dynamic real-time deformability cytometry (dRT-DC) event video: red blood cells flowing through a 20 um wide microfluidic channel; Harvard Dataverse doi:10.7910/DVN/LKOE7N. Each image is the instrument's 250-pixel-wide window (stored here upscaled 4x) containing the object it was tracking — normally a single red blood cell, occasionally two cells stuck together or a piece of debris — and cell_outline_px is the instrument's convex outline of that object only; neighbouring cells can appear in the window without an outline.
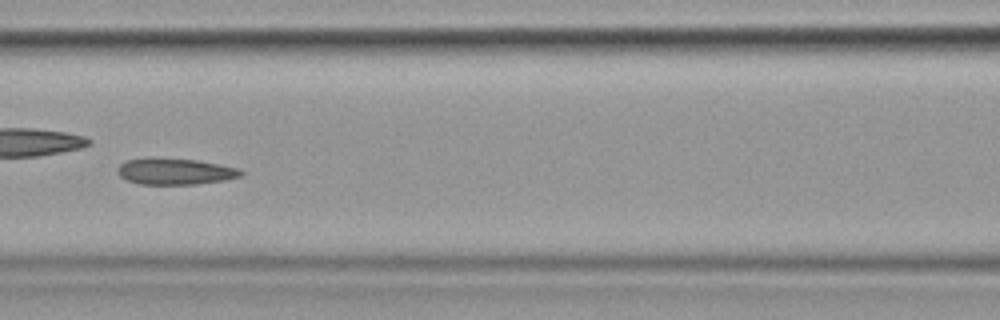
{"species": "common noctule bat (a hibernating species)", "species_latin": "Nyctalus noctula", "temperature_condition": "cold", "stored_images_in_passage": 56, "camera_frame_rate_fps": 3000, "um_per_image_px": 0.085, "animal": {"sex": "female", "body_mass_g": 19.9}, "frame": {"image": 1, "passage_image": 25, "time_ms": 8.0, "image_size_px": [1000, 320], "cell_outline_px": [[244, 172], [240, 176], [224, 180], [196, 184], [140, 184], [128, 180], [120, 176], [116, 172], [116, 168], [120, 164], [128, 160], [196, 160], [220, 164], [240, 168]], "centroid_in_image_um": [14.93, 14.6], "position_along_channel_um": 151.7, "area_um2": 18.21}}
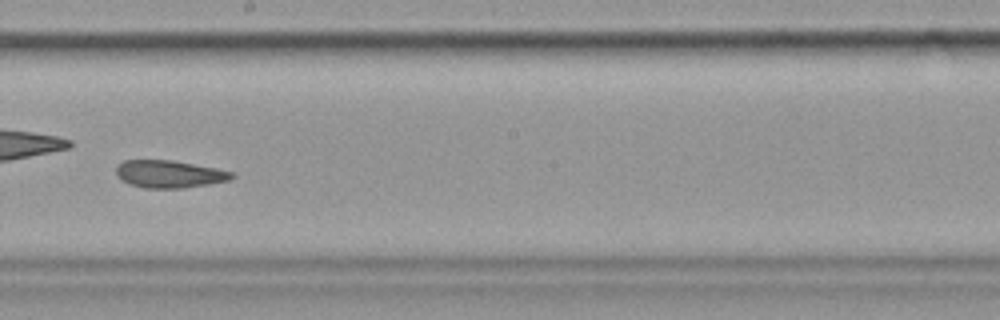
{"frame": {"image": 2, "passage_image": 32, "time_ms": 10.333, "image_size_px": [1000, 320], "cell_outline_px": [[236, 176], [228, 180], [208, 184], [184, 188], [144, 188], [128, 184], [120, 180], [116, 176], [116, 164], [124, 160], [172, 160], [216, 168], [232, 172]], "centroid_in_image_um": [14.33, 14.79], "position_along_channel_um": 233.9, "area_um2": 18.67}}
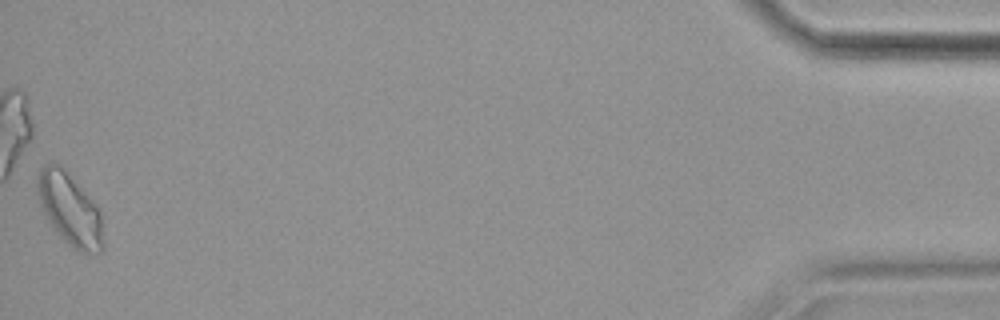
{"frame": {"image": 3, "passage_image": 56, "time_ms": 18.333, "image_size_px": [1000, 320], "cell_outline_px": [[104, 248], [100, 252], [80, 252], [72, 248], [52, 228], [40, 204], [36, 192], [36, 176], [40, 168], [44, 164], [56, 164], [100, 208], [104, 244]], "centroid_in_image_um": [5.92, 17.85], "position_along_channel_um": 429.3, "area_um2": 27.28}, "authors_computed_cell_mechanics": {"area_um2": 20.0277, "velocity_mm_per_s": 3.5353, "shape_relaxation_time_tau1_ms": null, "shape_relaxation_time_tau2_ms": 4.1589, "deformation_change_tau1": null, "deformation_change_tau2": 0.0985}}